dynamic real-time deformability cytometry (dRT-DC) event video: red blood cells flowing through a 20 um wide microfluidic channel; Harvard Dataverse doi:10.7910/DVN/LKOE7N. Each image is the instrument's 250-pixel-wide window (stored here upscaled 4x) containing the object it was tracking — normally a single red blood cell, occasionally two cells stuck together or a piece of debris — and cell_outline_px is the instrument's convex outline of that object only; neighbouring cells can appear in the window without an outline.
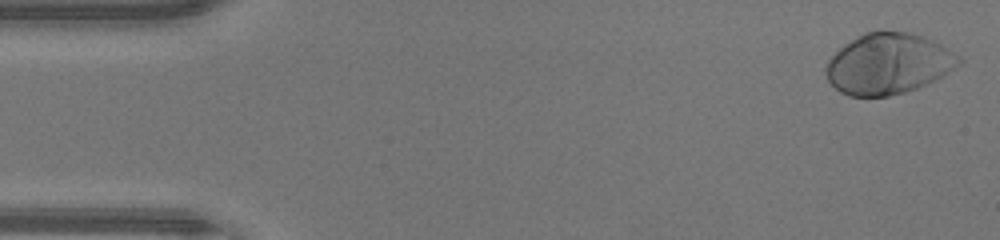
{"species": "human", "species_latin": "Homo sapiens", "temperature_condition": "warm", "stored_images_in_passage": 46, "camera_frame_rate_fps": 3000, "um_per_image_px": 0.085, "donor": {"sex": "male"}, "frame": {"image": 1, "passage_image": 1, "time_ms": 0.0, "image_size_px": [1000, 240], "cell_outline_px": [[964, 60], [960, 64], [940, 76], [916, 88], [904, 92], [888, 96], [848, 96], [840, 92], [828, 80], [824, 72], [824, 68], [828, 60], [844, 44], [864, 32], [908, 32], [924, 36], [940, 44], [960, 56]], "centroid_in_image_um": [75.47, 5.42], "position_along_channel_um": 9.5, "area_um2": 46.64}}
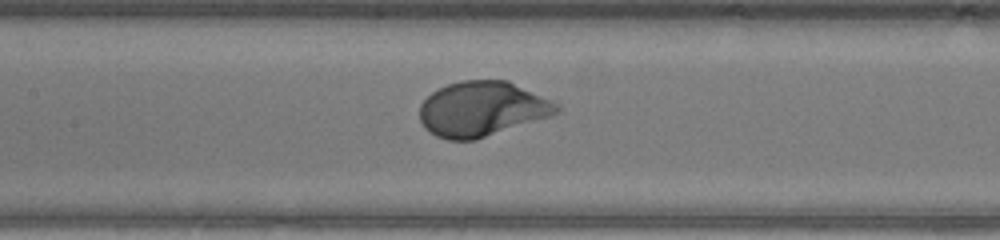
{"frame": {"image": 2, "passage_image": 21, "time_ms": 6.667, "image_size_px": [1000, 240], "cell_outline_px": [[560, 112], [552, 116], [476, 140], [448, 140], [436, 136], [424, 128], [420, 120], [420, 104], [432, 92], [448, 84], [460, 80], [508, 80], [552, 100], [560, 104]], "centroid_in_image_um": [41.0, 9.27], "position_along_channel_um": 166.4, "area_um2": 44.16}}
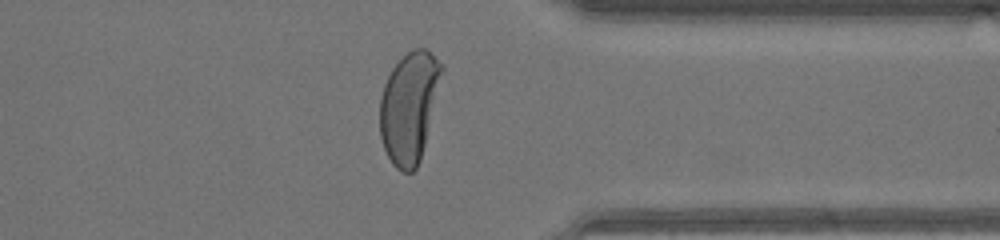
{"frame": {"image": 3, "passage_image": 36, "time_ms": 11.667, "image_size_px": [1000, 240], "cell_outline_px": [[444, 68], [420, 160], [416, 168], [412, 172], [404, 172], [396, 168], [392, 164], [384, 148], [380, 136], [380, 96], [384, 84], [392, 68], [412, 48], [424, 48], [444, 64]], "centroid_in_image_um": [34.77, 9.09], "position_along_channel_um": 376.6, "area_um2": 39.48}, "authors_computed_cell_mechanics": {"area_um2": 43.7546, "velocity_mm_per_s": 4.3593, "shape_relaxation_time_tau1_ms": 2.105, "shape_relaxation_time_tau2_ms": null, "deformation_change_tau1": 0.1798, "deformation_change_tau2": null}}